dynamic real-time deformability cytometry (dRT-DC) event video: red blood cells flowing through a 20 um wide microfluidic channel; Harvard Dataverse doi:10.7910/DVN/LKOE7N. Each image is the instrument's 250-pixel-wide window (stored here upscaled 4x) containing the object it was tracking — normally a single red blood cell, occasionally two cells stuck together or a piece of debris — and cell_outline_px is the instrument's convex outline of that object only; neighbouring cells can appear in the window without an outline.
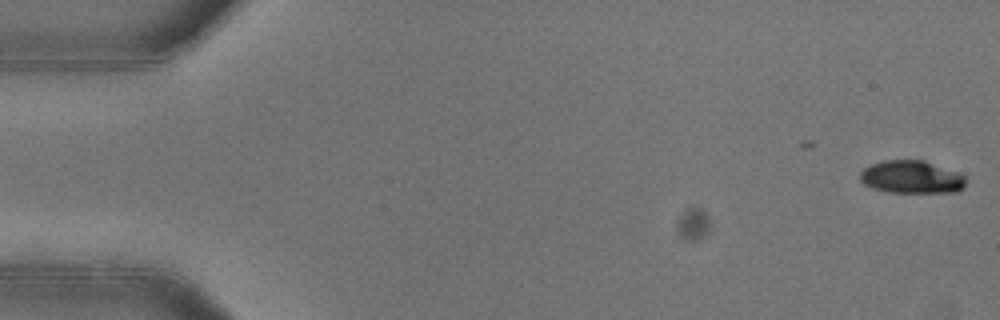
{"species": "common noctule bat (a hibernating species)", "species_latin": "Nyctalus noctula", "temperature_condition": "warm", "stored_images_in_passage": 38, "camera_frame_rate_fps": 3000, "um_per_image_px": 0.085, "animal": {"sex": "female"}, "frame": {"image": 1, "passage_image": 1, "time_ms": 0.0, "image_size_px": [1000, 320], "cell_outline_px": [[964, 188], [956, 192], [888, 192], [864, 184], [860, 180], [860, 172], [864, 168], [872, 164], [884, 160], [924, 160], [956, 172], [964, 176]], "centroid_in_image_um": [77.47, 15.05], "position_along_channel_um": 7.5, "area_um2": 19.94}}
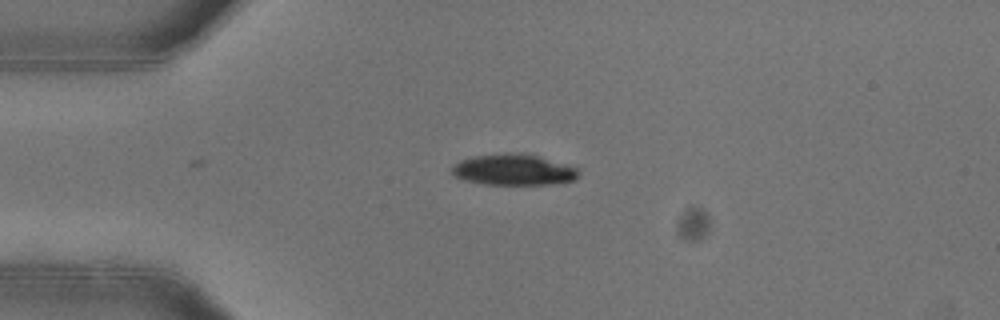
{"frame": {"image": 2, "passage_image": 13, "time_ms": 4.0, "image_size_px": [1000, 320], "cell_outline_px": [[580, 172], [576, 180], [548, 184], [484, 184], [468, 180], [456, 176], [452, 172], [452, 168], [460, 160], [476, 156], [520, 152], [568, 164], [580, 168]], "centroid_in_image_um": [43.74, 14.43], "position_along_channel_um": 41.3, "area_um2": 22.6}}
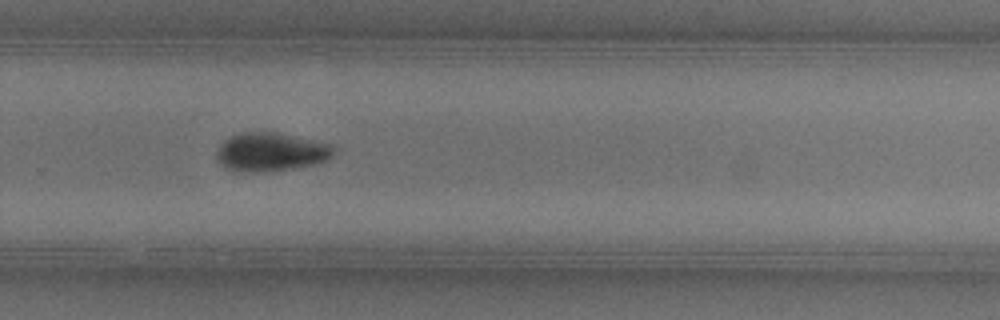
{"frame": {"image": 3, "passage_image": 35, "time_ms": 11.333, "image_size_px": [1000, 320], "cell_outline_px": [[332, 156], [328, 160], [312, 164], [292, 168], [264, 172], [240, 172], [224, 168], [216, 160], [216, 152], [220, 144], [224, 140], [240, 132], [276, 132], [328, 144], [332, 148]], "centroid_in_image_um": [22.92, 12.93], "position_along_channel_um": 306.9, "area_um2": 26.13}}